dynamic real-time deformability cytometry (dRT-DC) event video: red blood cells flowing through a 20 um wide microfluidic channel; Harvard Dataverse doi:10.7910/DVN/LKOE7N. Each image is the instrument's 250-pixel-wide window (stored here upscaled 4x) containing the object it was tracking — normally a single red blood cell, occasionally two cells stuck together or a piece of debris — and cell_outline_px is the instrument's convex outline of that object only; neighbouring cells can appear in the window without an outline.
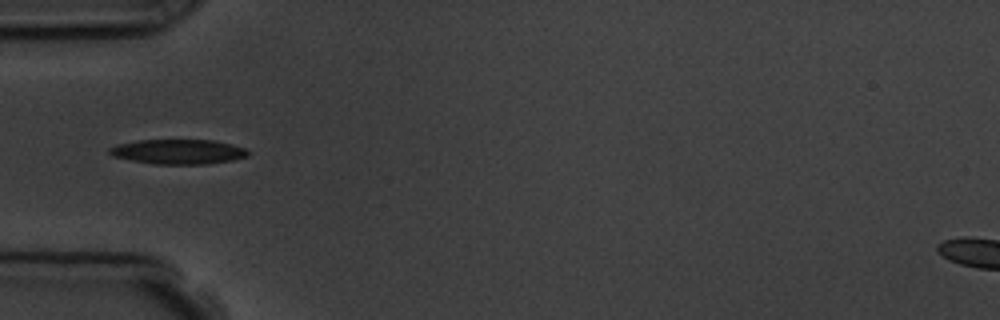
{"species": "common noctule bat (a hibernating species)", "species_latin": "Nyctalus noctula", "temperature_condition": "room temperature", "stored_images_in_passage": 10, "camera_frame_rate_fps": 3000, "um_per_image_px": 0.085, "animal": {"sex": "male", "body_mass_g": 19.5, "forearm_length_mm": 54.6}, "frame": {"image": 1, "passage_image": 4, "time_ms": 3.333, "image_size_px": [1000, 320], "cell_outline_px": [[248, 156], [232, 160], [204, 164], [152, 164], [112, 156], [108, 152], [108, 148], [116, 144], [140, 140], [212, 140], [232, 144], [244, 148], [248, 152]], "centroid_in_image_um": [15.11, 12.89], "position_along_channel_um": 69.9, "area_um2": 19.94}}
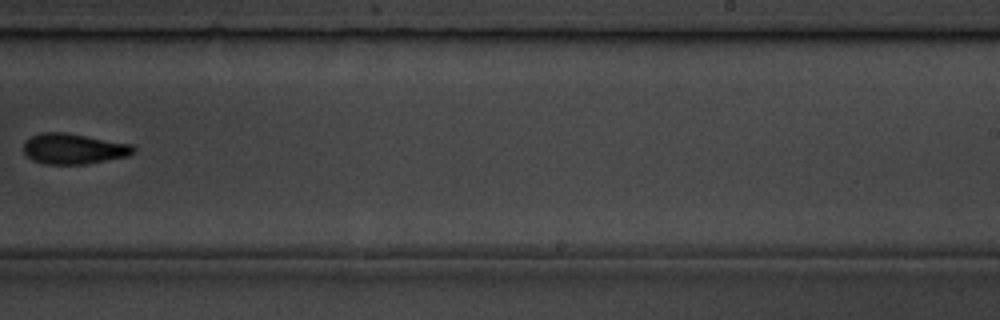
{"frame": {"image": 2, "passage_image": 9, "time_ms": 9.0, "image_size_px": [1000, 320], "cell_outline_px": [[136, 152], [128, 156], [84, 164], [44, 164], [32, 160], [24, 152], [24, 140], [32, 136], [44, 132], [64, 132], [132, 144], [136, 148]], "centroid_in_image_um": [6.26, 12.64], "position_along_channel_um": 282.7, "area_um2": 19.54}}